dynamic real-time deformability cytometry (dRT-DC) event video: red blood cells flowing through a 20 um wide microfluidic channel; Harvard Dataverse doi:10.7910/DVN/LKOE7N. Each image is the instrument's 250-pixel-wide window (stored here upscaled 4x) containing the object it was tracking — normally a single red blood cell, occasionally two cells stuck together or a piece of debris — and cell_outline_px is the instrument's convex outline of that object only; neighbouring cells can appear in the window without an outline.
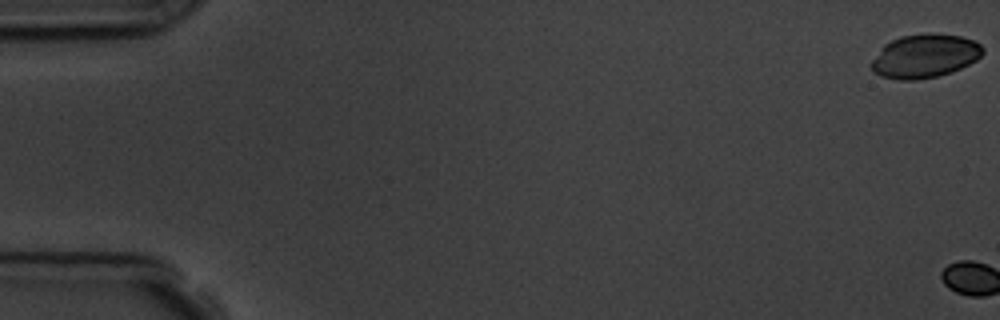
{"species": "common noctule bat (a hibernating species)", "species_latin": "Nyctalus noctula", "temperature_condition": "room temperature", "stored_images_in_passage": 2, "camera_frame_rate_fps": 3000, "um_per_image_px": 0.085, "animal": {"sex": "male", "body_mass_g": 19.5, "forearm_length_mm": 54.6}, "frame": {"image": 1, "passage_image": 1, "time_ms": 0.0, "image_size_px": [1000, 320], "cell_outline_px": [[984, 52], [976, 60], [952, 72], [936, 76], [916, 80], [900, 80], [880, 76], [872, 72], [872, 60], [884, 44], [900, 36], [928, 32], [932, 32], [960, 36], [972, 40], [980, 44], [984, 48]], "centroid_in_image_um": [78.6, 4.75], "position_along_channel_um": 6.4, "area_um2": 28.44}}